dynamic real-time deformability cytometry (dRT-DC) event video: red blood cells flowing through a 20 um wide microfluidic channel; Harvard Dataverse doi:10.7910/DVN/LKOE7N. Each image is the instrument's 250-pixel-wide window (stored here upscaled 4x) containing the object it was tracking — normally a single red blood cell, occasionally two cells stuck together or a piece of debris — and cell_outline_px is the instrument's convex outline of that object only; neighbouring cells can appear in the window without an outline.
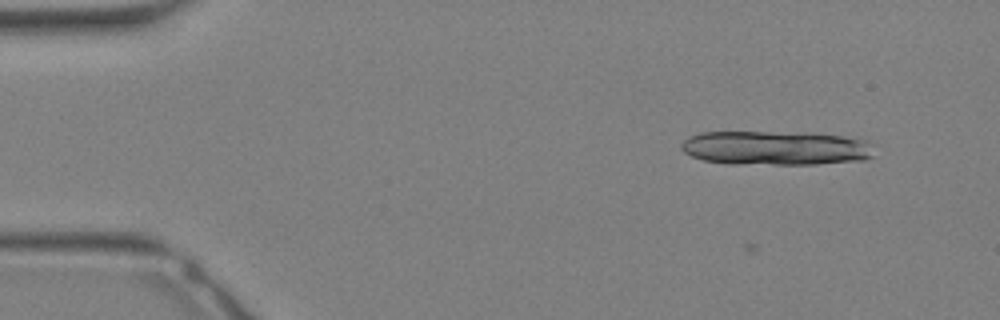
{"species": "Egyptian fruit bat (a non-hibernating species)", "species_latin": "Rousettus aegyptiacus", "temperature_condition": "warm", "stored_images_in_passage": 23, "camera_frame_rate_fps": 3000, "um_per_image_px": 0.085, "animal": {"sex": "female"}, "frame": {"image": 1, "passage_image": 1, "time_ms": 0.0, "image_size_px": [1000, 320], "cell_outline_px": [[872, 156], [864, 160], [816, 164], [732, 164], [704, 160], [692, 156], [684, 152], [680, 148], [680, 144], [688, 136], [700, 132], [812, 132], [844, 136], [864, 140], [868, 144]], "centroid_in_image_um": [65.87, 12.57], "position_along_channel_um": 19.1, "area_um2": 38.67}}
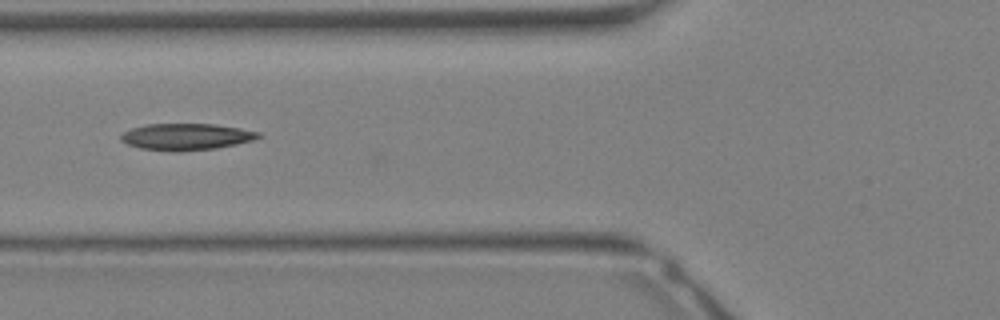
{"frame": {"image": 2, "passage_image": 11, "time_ms": 3.333, "image_size_px": [1000, 320], "cell_outline_px": [[260, 136], [252, 140], [236, 144], [216, 148], [180, 152], [172, 152], [140, 148], [128, 144], [120, 140], [120, 136], [124, 132], [132, 128], [148, 124], [212, 124], [240, 128], [260, 132]], "centroid_in_image_um": [15.81, 11.63], "position_along_channel_um": 110.0, "area_um2": 21.27}}
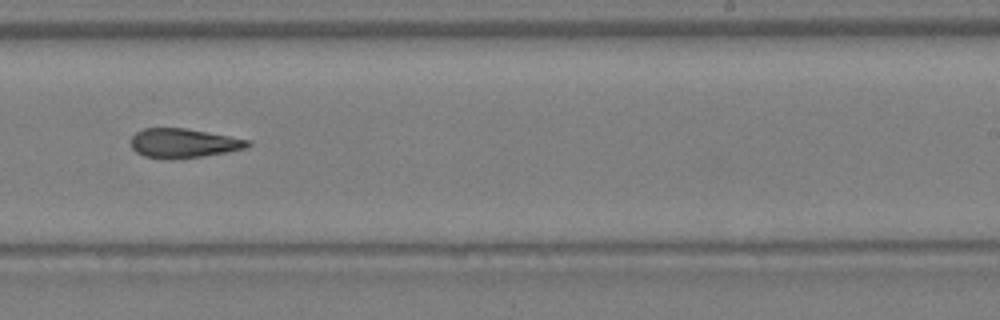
{"frame": {"image": 3, "passage_image": 19, "time_ms": 6.0, "image_size_px": [1000, 320], "cell_outline_px": [[252, 144], [244, 148], [228, 152], [200, 156], [144, 156], [136, 152], [132, 148], [132, 136], [136, 132], [144, 128], [184, 128], [208, 132], [252, 140]], "centroid_in_image_um": [15.65, 12.12], "position_along_channel_um": 273.3, "area_um2": 19.13}}